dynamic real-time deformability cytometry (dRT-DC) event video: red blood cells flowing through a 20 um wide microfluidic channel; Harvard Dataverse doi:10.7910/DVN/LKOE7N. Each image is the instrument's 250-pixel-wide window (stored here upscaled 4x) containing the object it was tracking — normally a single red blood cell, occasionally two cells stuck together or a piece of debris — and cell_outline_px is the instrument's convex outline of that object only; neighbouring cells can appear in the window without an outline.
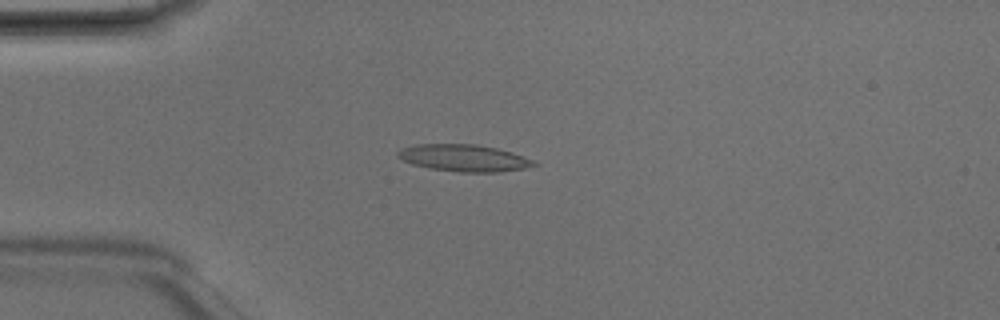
{"species": "Egyptian fruit bat (a non-hibernating species)", "species_latin": "Rousettus aegyptiacus", "temperature_condition": "room temperature", "stored_images_in_passage": 3, "camera_frame_rate_fps": 3000, "um_per_image_px": 0.085, "animal": {"sex": "male"}, "frame": {"image": 1, "passage_image": 3, "time_ms": 0.667, "image_size_px": [1000, 320], "cell_outline_px": [[540, 164], [524, 168], [496, 172], [460, 172], [428, 168], [412, 164], [396, 156], [396, 152], [400, 148], [416, 144], [476, 144], [496, 148], [512, 152], [536, 160]], "centroid_in_image_um": [39.44, 13.42], "position_along_channel_um": 45.6, "area_um2": 21.5}}